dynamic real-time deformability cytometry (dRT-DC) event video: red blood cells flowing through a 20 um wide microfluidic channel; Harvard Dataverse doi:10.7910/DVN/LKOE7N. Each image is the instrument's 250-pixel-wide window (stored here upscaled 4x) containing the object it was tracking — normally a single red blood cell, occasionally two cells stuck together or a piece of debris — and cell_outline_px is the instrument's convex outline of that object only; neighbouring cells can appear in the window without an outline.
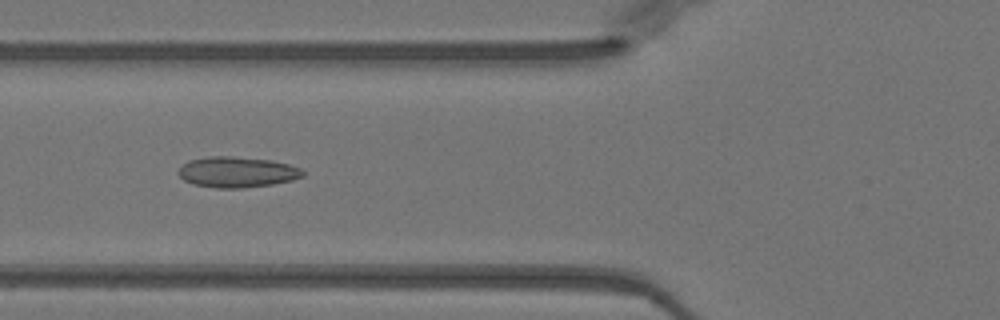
{"species": "Egyptian fruit bat (a non-hibernating species)", "species_latin": "Rousettus aegyptiacus", "temperature_condition": "warm", "stored_images_in_passage": 43, "camera_frame_rate_fps": 3000, "um_per_image_px": 0.085, "animal": {"sex": "female"}, "frame": {"image": 1, "passage_image": 12, "time_ms": 3.667, "image_size_px": [1000, 320], "cell_outline_px": [[304, 176], [292, 180], [272, 184], [240, 188], [216, 188], [192, 184], [184, 180], [176, 172], [188, 160], [208, 156], [232, 156], [272, 160], [288, 164], [300, 168], [304, 172]], "centroid_in_image_um": [20.13, 14.62], "position_along_channel_um": 105.7, "area_um2": 22.31}}
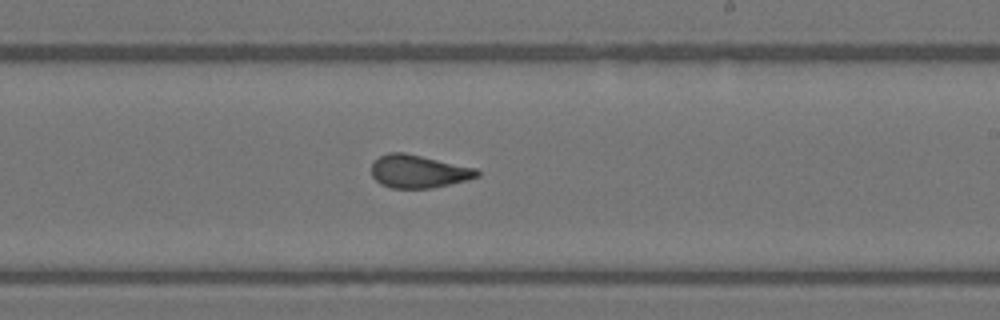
{"frame": {"image": 2, "passage_image": 23, "time_ms": 7.333, "image_size_px": [1000, 320], "cell_outline_px": [[480, 176], [468, 180], [432, 188], [392, 188], [380, 184], [372, 176], [372, 160], [388, 152], [404, 152], [476, 168], [480, 172]], "centroid_in_image_um": [35.56, 14.57], "position_along_channel_um": 253.4, "area_um2": 20.4}}
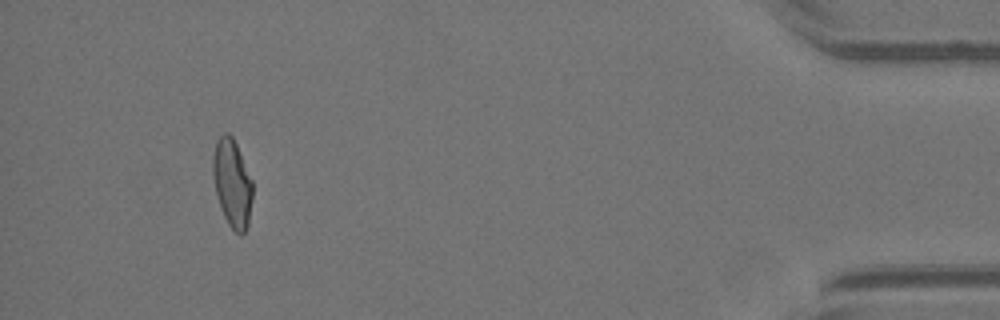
{"frame": {"image": 3, "passage_image": 40, "time_ms": 13.0, "image_size_px": [1000, 320], "cell_outline_px": [[252, 200], [248, 224], [244, 232], [240, 236], [228, 224], [224, 216], [216, 192], [212, 176], [212, 156], [216, 140], [224, 132], [228, 132], [232, 136], [236, 144], [252, 180]], "centroid_in_image_um": [19.72, 15.54], "position_along_channel_um": 415.5, "area_um2": 20.29}, "authors_computed_cell_mechanics": {"area_um2": 20.6346, "velocity_mm_per_s": 4.0364, "shape_relaxation_time_tau1_ms": null, "shape_relaxation_time_tau2_ms": 1.244, "deformation_change_tau1": null, "deformation_change_tau2": 0.0932}}